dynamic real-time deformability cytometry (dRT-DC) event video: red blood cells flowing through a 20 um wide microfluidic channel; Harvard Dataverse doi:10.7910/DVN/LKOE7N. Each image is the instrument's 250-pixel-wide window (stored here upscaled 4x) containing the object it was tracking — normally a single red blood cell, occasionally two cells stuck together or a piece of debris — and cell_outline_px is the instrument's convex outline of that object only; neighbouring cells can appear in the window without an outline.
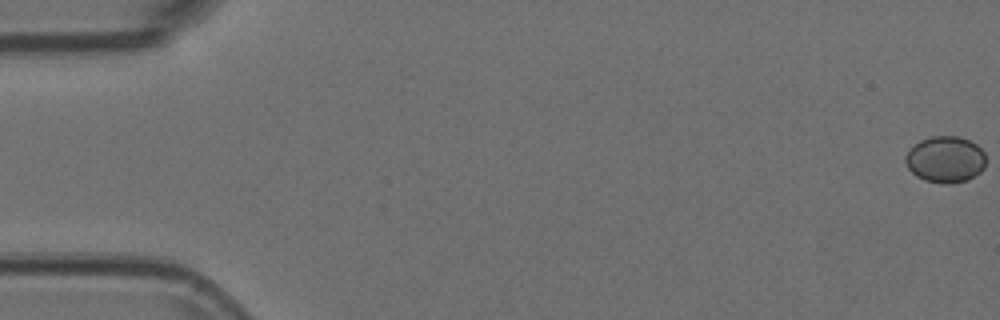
{"species": "Egyptian fruit bat (a non-hibernating species)", "species_latin": "Rousettus aegyptiacus", "temperature_condition": "room temperature", "stored_images_in_passage": 16, "camera_frame_rate_fps": 3000, "um_per_image_px": 0.085, "animal": {"sex": "female"}, "frame": {"image": 1, "passage_image": 1, "time_ms": 0.0, "image_size_px": [1000, 320], "cell_outline_px": [[984, 168], [980, 172], [968, 180], [948, 184], [944, 184], [924, 180], [916, 176], [908, 168], [904, 160], [904, 156], [920, 140], [932, 136], [960, 136], [976, 144], [984, 152]], "centroid_in_image_um": [80.35, 13.56], "position_along_channel_um": 4.7, "area_um2": 21.73}}
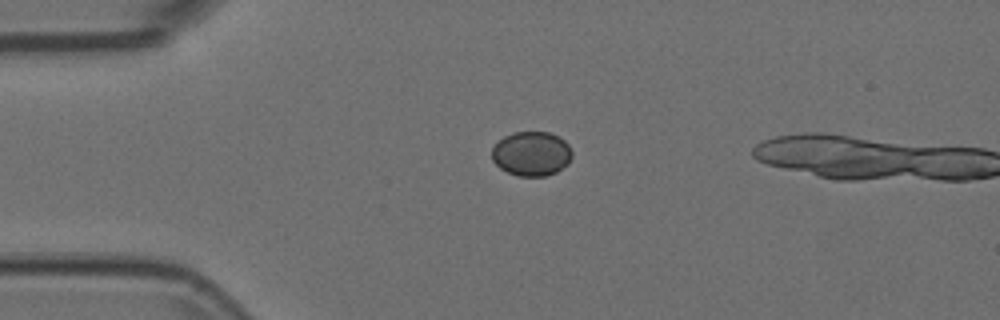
{"frame": {"image": 2, "passage_image": 14, "time_ms": 4.333, "image_size_px": [1000, 320], "cell_outline_px": [[572, 156], [568, 164], [556, 172], [544, 176], [520, 176], [508, 172], [500, 168], [492, 160], [492, 148], [504, 136], [512, 132], [548, 132], [564, 140], [568, 144], [572, 152]], "centroid_in_image_um": [45.18, 13.06], "position_along_channel_um": 39.8, "area_um2": 20.69}}